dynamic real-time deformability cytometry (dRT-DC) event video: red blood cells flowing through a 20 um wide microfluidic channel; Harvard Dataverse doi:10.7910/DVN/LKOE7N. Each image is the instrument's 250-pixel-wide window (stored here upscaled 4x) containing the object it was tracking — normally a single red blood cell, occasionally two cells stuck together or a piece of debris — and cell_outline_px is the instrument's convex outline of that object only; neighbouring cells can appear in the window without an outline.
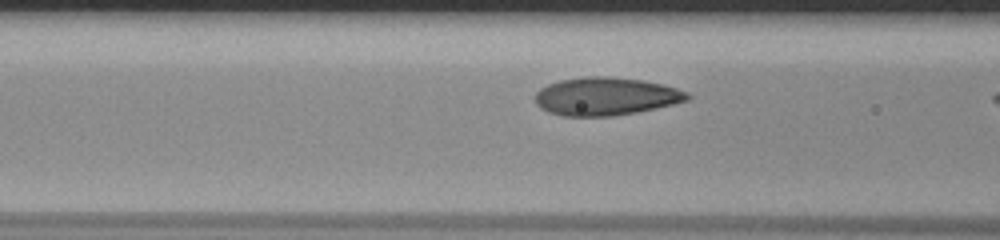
{"species": "human", "species_latin": "Homo sapiens", "temperature_condition": "room temperature", "stored_images_in_passage": 12, "camera_frame_rate_fps": 3000, "um_per_image_px": 0.085, "donor": {"sex": "male"}, "frame": {"image": 1, "passage_image": 10, "time_ms": 3.0, "image_size_px": [1000, 240], "cell_outline_px": [[692, 96], [688, 100], [656, 108], [636, 112], [612, 116], [564, 116], [548, 112], [540, 108], [536, 104], [536, 92], [540, 88], [548, 84], [560, 80], [588, 76], [608, 76], [644, 80], [664, 84], [688, 92]], "centroid_in_image_um": [51.5, 8.18], "position_along_channel_um": 115.1, "area_um2": 33.81}}